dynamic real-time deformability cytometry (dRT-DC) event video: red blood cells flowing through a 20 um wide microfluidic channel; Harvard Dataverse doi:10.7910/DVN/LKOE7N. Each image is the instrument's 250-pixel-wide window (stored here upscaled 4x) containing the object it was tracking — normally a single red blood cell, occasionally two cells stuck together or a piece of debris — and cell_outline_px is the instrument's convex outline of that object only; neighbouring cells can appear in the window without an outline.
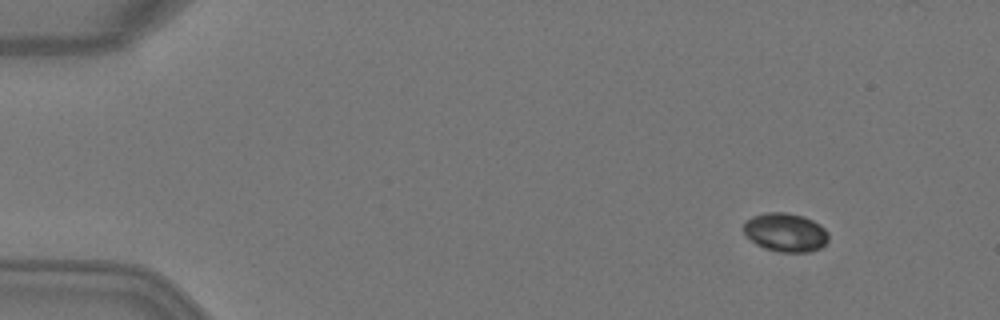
{"species": "Egyptian fruit bat (a non-hibernating species)", "species_latin": "Rousettus aegyptiacus", "temperature_condition": "warm", "stored_images_in_passage": 6, "camera_frame_rate_fps": 3000, "um_per_image_px": 0.085, "animal": {"sex": "female"}, "frame": {"image": 1, "passage_image": 1, "time_ms": 0.0, "image_size_px": [1000, 320], "cell_outline_px": [[828, 240], [820, 248], [808, 252], [780, 252], [764, 248], [756, 244], [744, 232], [744, 220], [752, 216], [764, 212], [788, 212], [804, 216], [820, 224], [828, 232]], "centroid_in_image_um": [66.76, 19.73], "position_along_channel_um": 18.2, "area_um2": 19.25}}
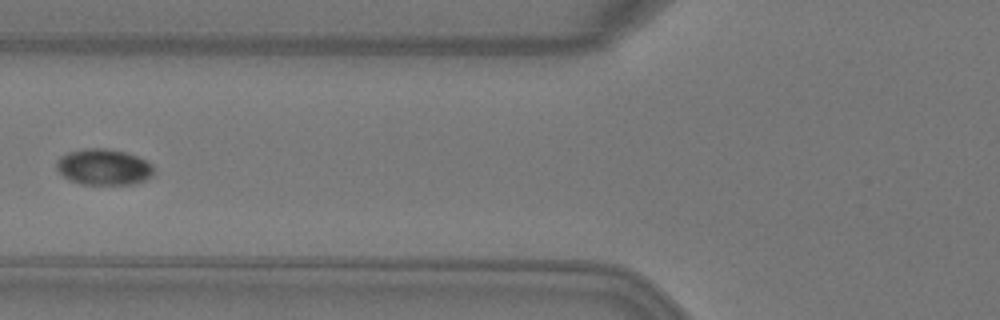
{"frame": {"image": 2, "passage_image": 5, "time_ms": 1.333, "image_size_px": [1000, 320], "cell_outline_px": [[152, 176], [136, 184], [80, 184], [68, 180], [56, 168], [56, 160], [60, 156], [68, 152], [84, 148], [108, 148], [124, 152], [136, 156], [152, 164]], "centroid_in_image_um": [8.77, 14.19], "position_along_channel_um": 117.0, "area_um2": 20.46}}